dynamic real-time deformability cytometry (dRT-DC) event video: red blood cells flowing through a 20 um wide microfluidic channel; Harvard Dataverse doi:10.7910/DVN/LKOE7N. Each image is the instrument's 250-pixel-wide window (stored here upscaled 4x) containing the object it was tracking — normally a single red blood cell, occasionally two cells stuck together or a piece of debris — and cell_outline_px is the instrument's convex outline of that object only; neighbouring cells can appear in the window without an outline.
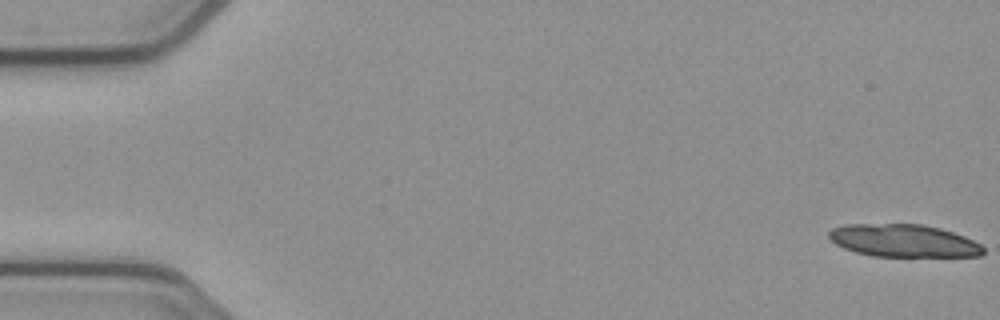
{"species": "common noctule bat (a hibernating species)", "species_latin": "Nyctalus noctula", "temperature_condition": "cold", "stored_images_in_passage": 21, "camera_frame_rate_fps": 3000, "um_per_image_px": 0.085, "animal": {"sex": "female", "body_mass_g": 21.9}, "frame": {"image": 1, "passage_image": 1, "time_ms": 0.0, "image_size_px": [1000, 320], "cell_outline_px": [[984, 252], [980, 256], [872, 256], [856, 252], [844, 248], [836, 244], [828, 236], [828, 232], [832, 228], [844, 224], [924, 224], [940, 228], [964, 236], [980, 244], [984, 248]], "centroid_in_image_um": [76.79, 20.45], "position_along_channel_um": 8.2, "area_um2": 29.3}}
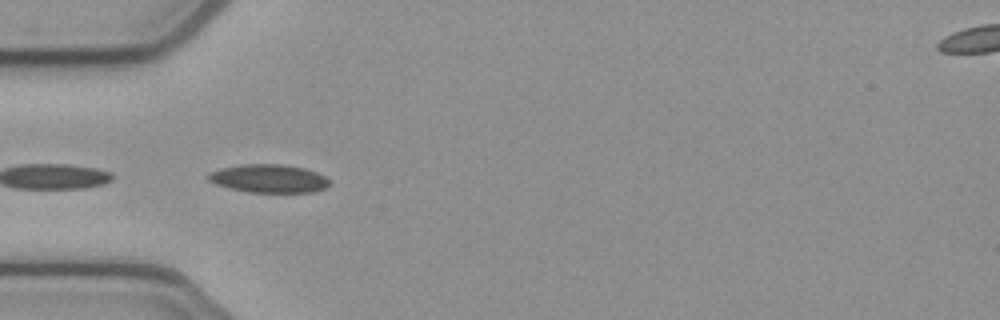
{"frame": {"image": 2, "passage_image": 17, "time_ms": 5.333, "image_size_px": [1000, 320], "cell_outline_px": [[332, 184], [324, 188], [312, 192], [248, 192], [228, 188], [216, 184], [208, 180], [208, 172], [220, 168], [240, 164], [280, 164], [304, 168], [316, 172], [324, 176]], "centroid_in_image_um": [22.82, 15.17], "position_along_channel_um": 62.2, "area_um2": 20.0}}